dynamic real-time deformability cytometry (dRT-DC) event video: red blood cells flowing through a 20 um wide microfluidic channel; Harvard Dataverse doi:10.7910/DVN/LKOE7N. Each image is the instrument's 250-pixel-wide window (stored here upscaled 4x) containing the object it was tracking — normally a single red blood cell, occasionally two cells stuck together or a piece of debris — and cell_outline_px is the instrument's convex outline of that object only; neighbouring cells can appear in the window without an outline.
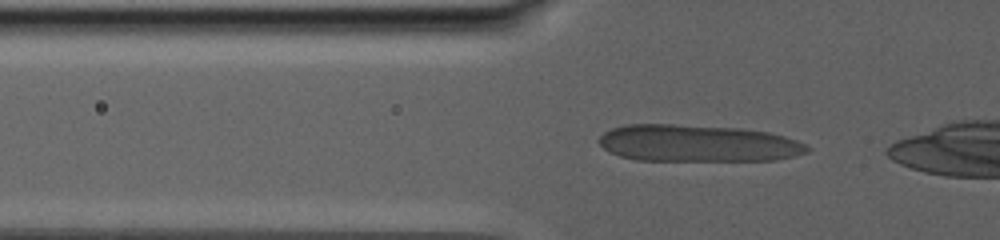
{"species": "human", "species_latin": "Homo sapiens", "temperature_condition": "warm", "stored_images_in_passage": 22, "camera_frame_rate_fps": 3000, "um_per_image_px": 0.085, "donor": {"sex": "male"}, "frame": {"image": 1, "passage_image": 2, "time_ms": 0.667, "image_size_px": [1000, 240], "cell_outline_px": [[812, 148], [808, 152], [796, 156], [776, 160], [636, 160], [620, 156], [608, 152], [596, 140], [604, 132], [612, 128], [624, 124], [672, 124], [740, 128], [768, 132], [784, 136], [796, 140]], "centroid_in_image_um": [59.29, 12.18], "position_along_channel_um": 66.5, "area_um2": 45.03}}
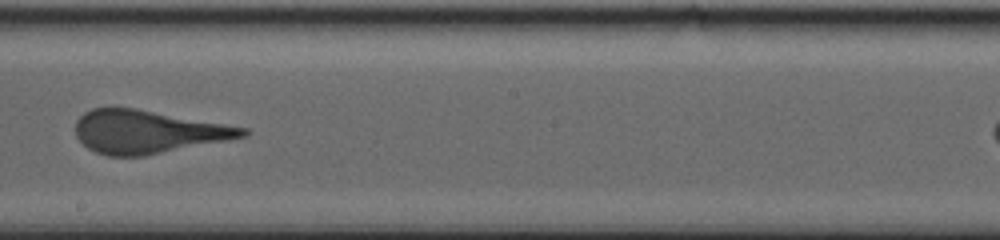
{"frame": {"image": 2, "passage_image": 12, "time_ms": 7.667, "image_size_px": [1000, 240], "cell_outline_px": [[252, 132], [248, 136], [228, 140], [144, 156], [108, 156], [96, 152], [88, 148], [76, 136], [76, 120], [84, 112], [92, 108], [136, 108], [248, 128]], "centroid_in_image_um": [12.58, 11.2], "position_along_channel_um": 235.6, "area_um2": 41.91}}
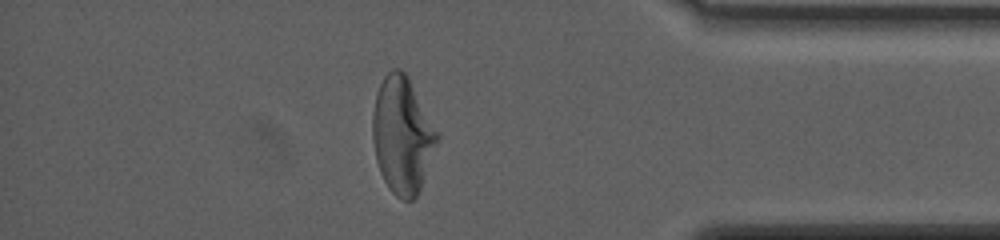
{"frame": {"image": 3, "passage_image": 20, "time_ms": 15.0, "image_size_px": [1000, 240], "cell_outline_px": [[440, 136], [420, 188], [416, 196], [412, 200], [404, 200], [396, 196], [388, 188], [380, 172], [376, 160], [372, 140], [372, 112], [376, 92], [384, 76], [392, 68], [400, 68], [408, 76]], "centroid_in_image_um": [34.17, 11.47], "position_along_channel_um": 401.0, "area_um2": 43.75}}